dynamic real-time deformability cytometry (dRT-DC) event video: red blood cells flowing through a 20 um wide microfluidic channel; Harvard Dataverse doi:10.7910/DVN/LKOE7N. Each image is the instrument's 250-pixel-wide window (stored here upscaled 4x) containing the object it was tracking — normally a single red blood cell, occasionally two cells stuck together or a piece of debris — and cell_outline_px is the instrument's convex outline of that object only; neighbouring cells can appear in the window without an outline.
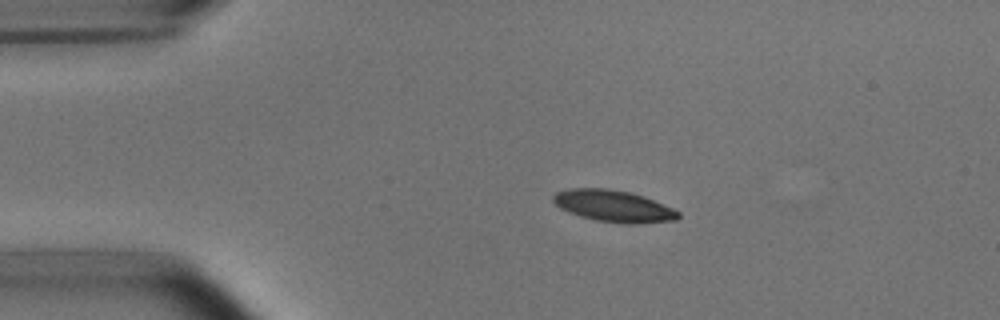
{"species": "common noctule bat (a hibernating species)", "species_latin": "Nyctalus noctula", "temperature_condition": "room temperature", "stored_images_in_passage": 4, "camera_frame_rate_fps": 3000, "um_per_image_px": 0.085, "animal": {"sex": "male", "body_mass_g": 15.6}, "frame": {"image": 1, "passage_image": 2, "time_ms": 2.0, "image_size_px": [1000, 320], "cell_outline_px": [[680, 216], [676, 220], [640, 224], [624, 224], [596, 220], [580, 216], [568, 212], [560, 208], [552, 200], [552, 196], [556, 192], [572, 188], [608, 188], [628, 192], [644, 196], [672, 208], [680, 212]], "centroid_in_image_um": [52.15, 17.52], "position_along_channel_um": 32.8, "area_um2": 23.18}}